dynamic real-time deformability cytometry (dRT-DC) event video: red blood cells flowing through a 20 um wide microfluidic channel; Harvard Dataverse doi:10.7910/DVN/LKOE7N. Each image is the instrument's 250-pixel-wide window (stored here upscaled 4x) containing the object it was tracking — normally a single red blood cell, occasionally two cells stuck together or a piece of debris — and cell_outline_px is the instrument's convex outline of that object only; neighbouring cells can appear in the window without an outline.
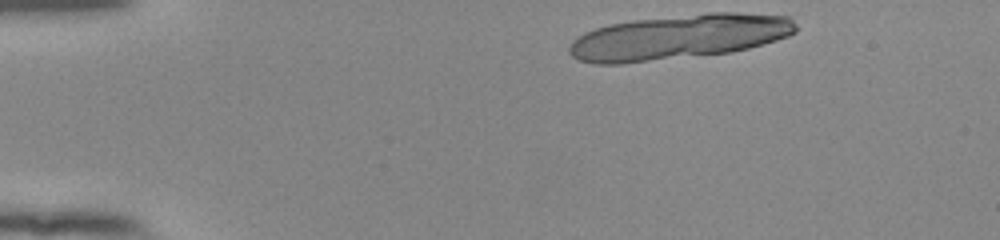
{"species": "human", "species_latin": "Homo sapiens", "temperature_condition": "room temperature", "stored_images_in_passage": 14, "camera_frame_rate_fps": 3000, "um_per_image_px": 0.085, "donor": {"sex": "female"}, "frame": {"image": 1, "passage_image": 1, "time_ms": 0.0, "image_size_px": [1000, 240], "cell_outline_px": [[796, 32], [788, 36], [776, 40], [748, 48], [732, 52], [620, 64], [596, 64], [580, 60], [572, 56], [568, 52], [568, 48], [572, 40], [596, 28], [608, 24], [632, 20], [708, 12], [740, 12], [792, 16], [796, 24]], "centroid_in_image_um": [57.74, 3.13], "position_along_channel_um": 27.3, "area_um2": 59.42}}
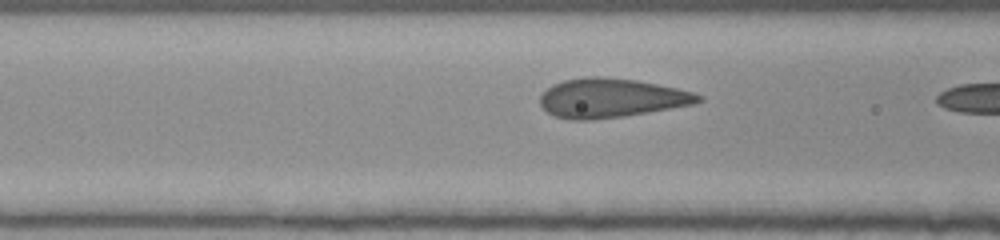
{"frame": {"image": 2, "passage_image": 13, "time_ms": 4.0, "image_size_px": [1000, 240], "cell_outline_px": [[704, 100], [692, 104], [648, 112], [624, 116], [592, 120], [568, 120], [556, 116], [548, 112], [540, 104], [540, 96], [552, 84], [564, 80], [592, 76], [600, 76], [636, 80], [676, 88], [692, 92], [704, 96]], "centroid_in_image_um": [51.94, 8.33], "position_along_channel_um": 114.7, "area_um2": 35.89}}